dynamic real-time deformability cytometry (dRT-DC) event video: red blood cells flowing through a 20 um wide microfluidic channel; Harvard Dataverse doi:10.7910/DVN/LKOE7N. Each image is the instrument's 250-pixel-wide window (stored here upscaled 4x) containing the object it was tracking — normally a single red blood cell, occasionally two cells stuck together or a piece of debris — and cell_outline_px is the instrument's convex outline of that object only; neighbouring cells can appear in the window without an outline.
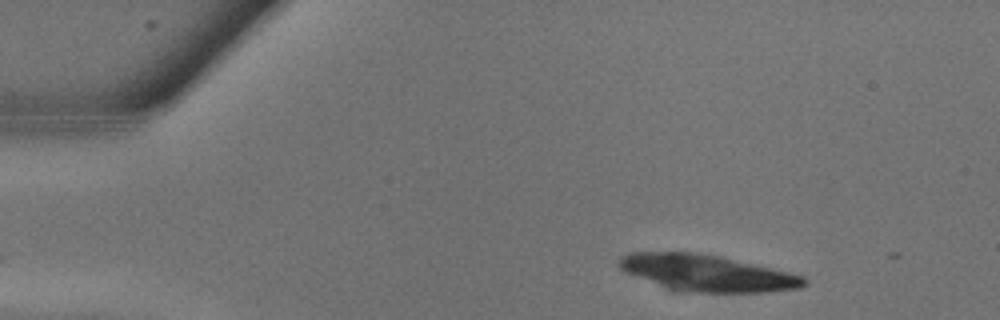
{"species": "common noctule bat (a hibernating species)", "species_latin": "Nyctalus noctula", "temperature_condition": "warm", "stored_images_in_passage": 4, "camera_frame_rate_fps": 3000, "um_per_image_px": 0.085, "animal": {"sex": "male", "body_mass_g": 13.3}, "frame": {"image": 1, "passage_image": 1, "time_ms": 0.0, "image_size_px": [1000, 320], "cell_outline_px": [[808, 284], [800, 288], [764, 292], [696, 292], [652, 280], [624, 272], [616, 264], [616, 260], [620, 256], [632, 252], [700, 252], [720, 256], [772, 268], [804, 276], [808, 280]], "centroid_in_image_um": [60.17, 23.17], "position_along_channel_um": 24.8, "area_um2": 38.32}}